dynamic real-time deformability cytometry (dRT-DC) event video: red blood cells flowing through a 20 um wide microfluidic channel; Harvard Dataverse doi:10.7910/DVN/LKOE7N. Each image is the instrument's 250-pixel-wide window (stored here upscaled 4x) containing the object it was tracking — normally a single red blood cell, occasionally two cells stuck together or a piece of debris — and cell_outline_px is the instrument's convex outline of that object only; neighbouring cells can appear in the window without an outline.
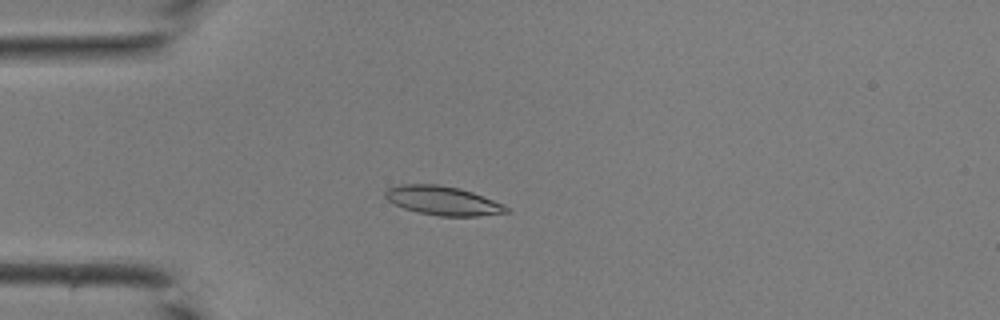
{"species": "common noctule bat (a hibernating species)", "species_latin": "Nyctalus noctula", "temperature_condition": "room temperature", "stored_images_in_passage": 42, "camera_frame_rate_fps": 3000, "um_per_image_px": 0.085, "animal": {"sex": "male", "body_mass_g": 19.0, "forearm_length_mm": 50.8}, "frame": {"image": 1, "passage_image": 12, "time_ms": 3.667, "image_size_px": [1000, 320], "cell_outline_px": [[508, 212], [476, 216], [440, 216], [420, 212], [404, 208], [388, 200], [384, 196], [384, 192], [388, 188], [400, 184], [436, 184], [460, 188], [472, 192], [504, 204], [508, 208]], "centroid_in_image_um": [37.63, 17.04], "position_along_channel_um": 47.4, "area_um2": 20.23}}
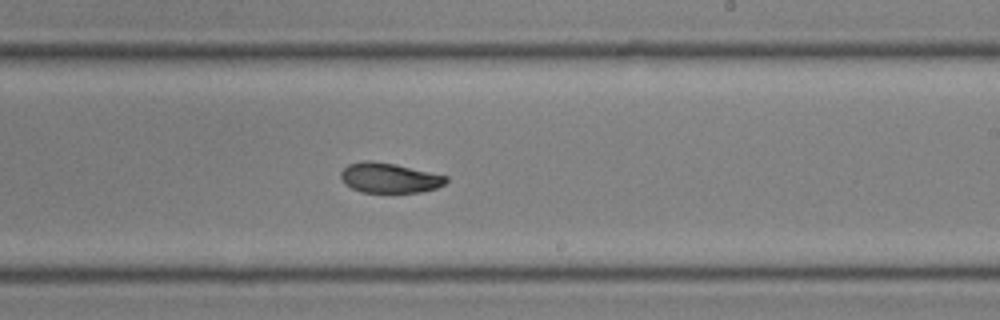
{"frame": {"image": 2, "passage_image": 26, "time_ms": 8.333, "image_size_px": [1000, 320], "cell_outline_px": [[448, 180], [444, 184], [436, 188], [420, 192], [360, 192], [352, 188], [340, 176], [340, 172], [348, 164], [364, 160], [368, 160], [396, 164], [448, 176]], "centroid_in_image_um": [33.11, 15.11], "position_along_channel_um": 255.9, "area_um2": 18.26}}
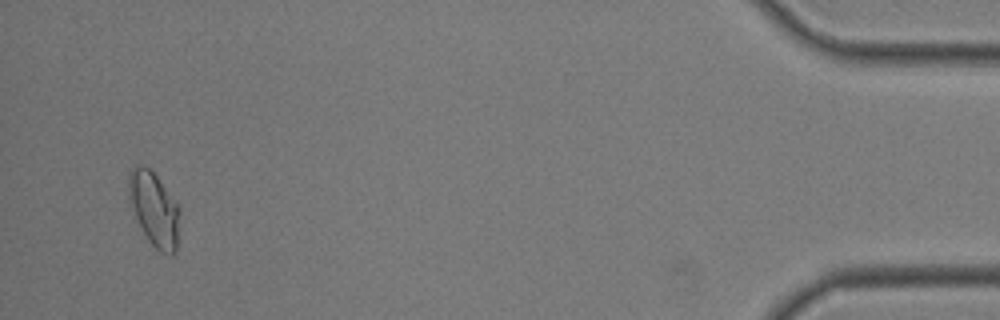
{"frame": {"image": 3, "passage_image": 41, "time_ms": 13.333, "image_size_px": [1000, 320], "cell_outline_px": [[180, 212], [176, 252], [172, 256], [168, 256], [160, 252], [148, 240], [128, 200], [128, 176], [132, 168], [140, 164], [148, 168], [156, 176], [180, 208]], "centroid_in_image_um": [13.11, 17.8], "position_along_channel_um": 422.1, "area_um2": 21.85}}